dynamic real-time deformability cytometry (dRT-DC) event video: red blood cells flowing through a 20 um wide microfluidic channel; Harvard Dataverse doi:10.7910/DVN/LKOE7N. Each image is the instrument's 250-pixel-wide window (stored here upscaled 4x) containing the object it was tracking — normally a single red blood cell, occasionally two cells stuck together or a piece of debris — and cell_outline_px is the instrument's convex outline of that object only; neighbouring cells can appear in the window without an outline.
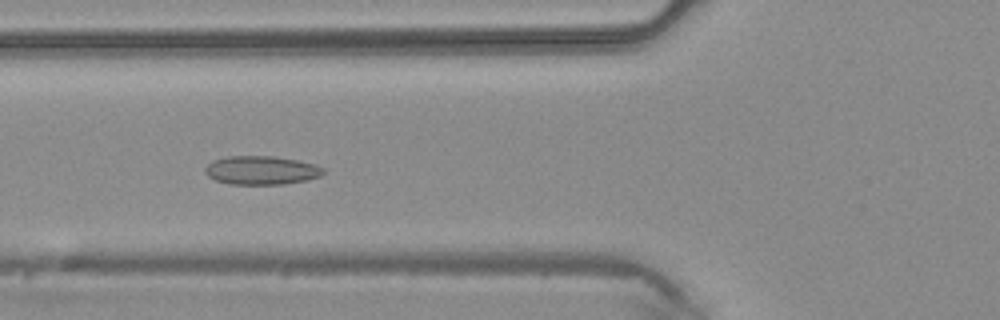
{"species": "common noctule bat (a hibernating species)", "species_latin": "Nyctalus noctula", "temperature_condition": "warm", "stored_images_in_passage": 41, "segment_of_instrument_passage": [1, 2], "camera_frame_rate_fps": 3000, "um_per_image_px": 0.085, "animal": {"sex": "male", "body_mass_g": 20.4}, "frame": {"image": 1, "passage_image": 13, "time_ms": 4.0, "image_size_px": [1000, 320], "cell_outline_px": [[324, 172], [320, 176], [308, 180], [284, 184], [228, 184], [216, 180], [208, 176], [204, 172], [204, 168], [212, 160], [228, 156], [272, 156], [296, 160], [316, 164], [324, 168]], "centroid_in_image_um": [22.21, 14.47], "position_along_channel_um": 103.6, "area_um2": 19.83}}
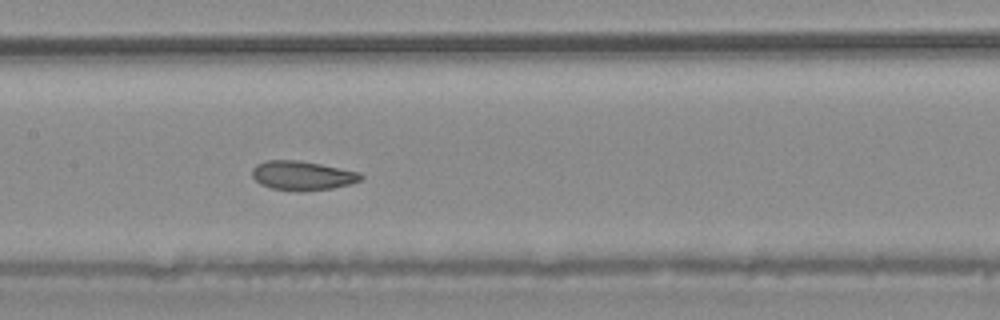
{"frame": {"image": 2, "passage_image": 18, "time_ms": 5.667, "image_size_px": [1000, 320], "cell_outline_px": [[364, 176], [360, 180], [352, 184], [332, 188], [300, 192], [272, 188], [260, 184], [252, 176], [252, 168], [256, 164], [264, 160], [300, 160], [360, 172]], "centroid_in_image_um": [25.69, 14.92], "position_along_channel_um": 181.7, "area_um2": 18.67}}
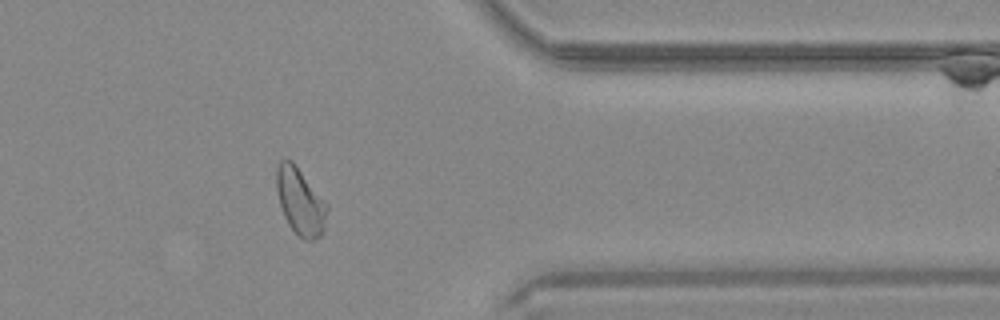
{"frame": {"image": 3, "passage_image": 32, "time_ms": 10.333, "image_size_px": [1000, 320], "cell_outline_px": [[328, 208], [324, 232], [320, 236], [312, 240], [304, 240], [288, 224], [284, 216], [280, 204], [276, 188], [276, 168], [280, 160], [284, 156], [292, 160], [328, 204]], "centroid_in_image_um": [25.52, 17.09], "position_along_channel_um": 385.9, "area_um2": 19.88}}